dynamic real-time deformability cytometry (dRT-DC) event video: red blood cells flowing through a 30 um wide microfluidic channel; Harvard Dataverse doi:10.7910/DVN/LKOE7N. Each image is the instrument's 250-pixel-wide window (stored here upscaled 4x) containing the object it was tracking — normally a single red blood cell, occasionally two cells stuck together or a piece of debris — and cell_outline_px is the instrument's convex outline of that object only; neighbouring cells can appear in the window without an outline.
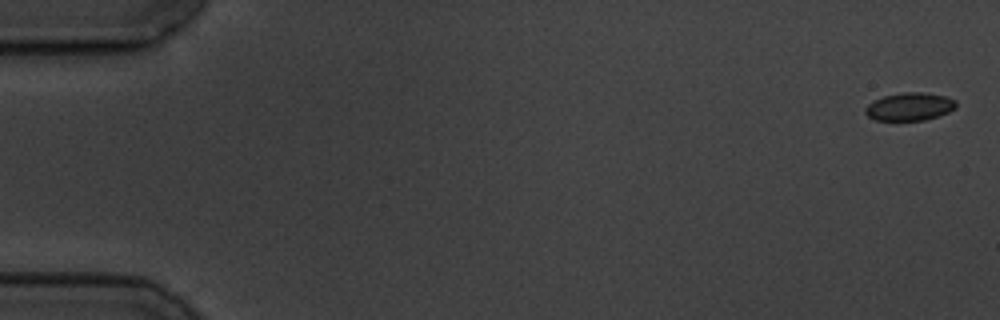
{"species": "common noctule bat (a hibernating species)", "species_latin": "Nyctalus noctula", "temperature_condition": "cold", "stored_images_in_passage": 9, "camera_frame_rate_fps": 3000, "um_per_image_px": 0.085, "animal": {"sex": "male", "body_mass_g": 19.5, "forearm_length_mm": 54.6}, "frame": {"image": 1, "passage_image": 1, "time_ms": 0.0, "image_size_px": [1000, 320], "cell_outline_px": [[956, 108], [948, 112], [924, 120], [876, 120], [868, 116], [864, 112], [864, 108], [872, 100], [884, 96], [904, 92], [924, 92], [948, 96], [956, 100]], "centroid_in_image_um": [77.31, 9.05], "position_along_channel_um": 7.7, "area_um2": 14.85}}
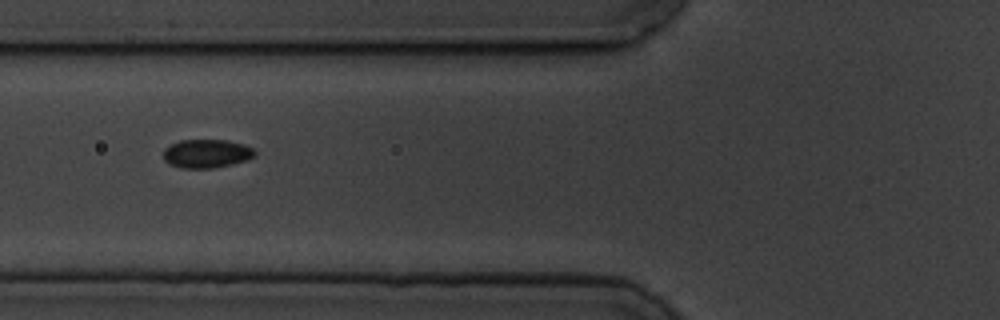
{"frame": {"image": 2, "passage_image": 7, "time_ms": 7.0, "image_size_px": [1000, 320], "cell_outline_px": [[256, 156], [248, 160], [216, 168], [180, 168], [168, 164], [164, 160], [164, 148], [180, 140], [228, 140], [244, 144], [252, 148], [256, 152]], "centroid_in_image_um": [17.58, 13.06], "position_along_channel_um": 108.2, "area_um2": 15.43}}
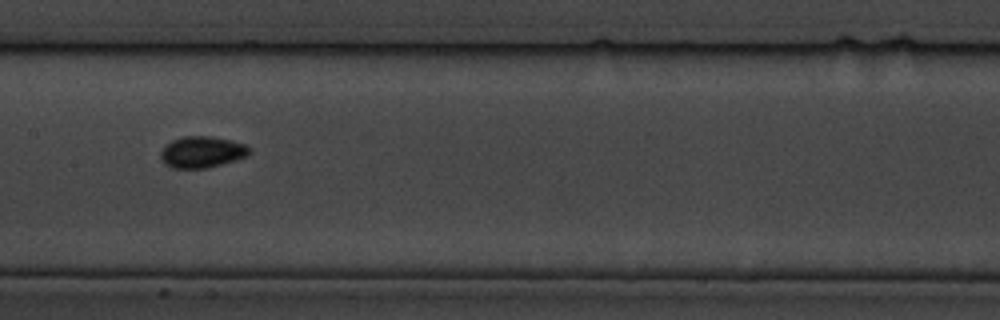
{"frame": {"image": 3, "passage_image": 9, "time_ms": 9.333, "image_size_px": [1000, 320], "cell_outline_px": [[252, 152], [248, 156], [236, 160], [204, 168], [172, 168], [164, 164], [160, 156], [160, 152], [164, 144], [172, 140], [184, 136], [212, 136], [244, 144], [252, 148]], "centroid_in_image_um": [17.15, 12.92], "position_along_channel_um": 190.2, "area_um2": 16.36}}